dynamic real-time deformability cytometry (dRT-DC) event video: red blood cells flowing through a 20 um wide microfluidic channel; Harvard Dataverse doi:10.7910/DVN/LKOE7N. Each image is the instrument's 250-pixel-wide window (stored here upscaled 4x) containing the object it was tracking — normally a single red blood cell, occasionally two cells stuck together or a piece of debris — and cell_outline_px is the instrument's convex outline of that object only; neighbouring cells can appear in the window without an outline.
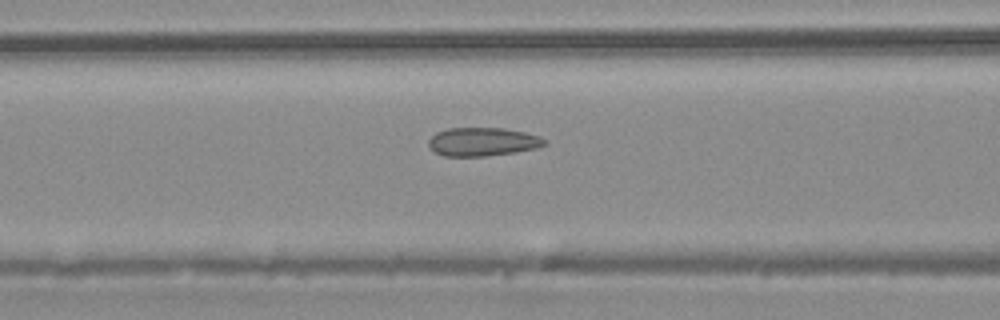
{"species": "common noctule bat (a hibernating species)", "species_latin": "Nyctalus noctula", "temperature_condition": "warm", "stored_images_in_passage": 28, "camera_frame_rate_fps": 3000, "um_per_image_px": 0.085, "animal": {"sex": "male", "body_mass_g": 20.4}, "frame": {"image": 1, "passage_image": 9, "time_ms": 2.667, "image_size_px": [1000, 320], "cell_outline_px": [[548, 144], [536, 148], [516, 152], [484, 156], [444, 156], [428, 148], [428, 140], [436, 132], [448, 128], [504, 128], [524, 132], [540, 136], [548, 140]], "centroid_in_image_um": [41.04, 12.05], "position_along_channel_um": 125.6, "area_um2": 19.42}}
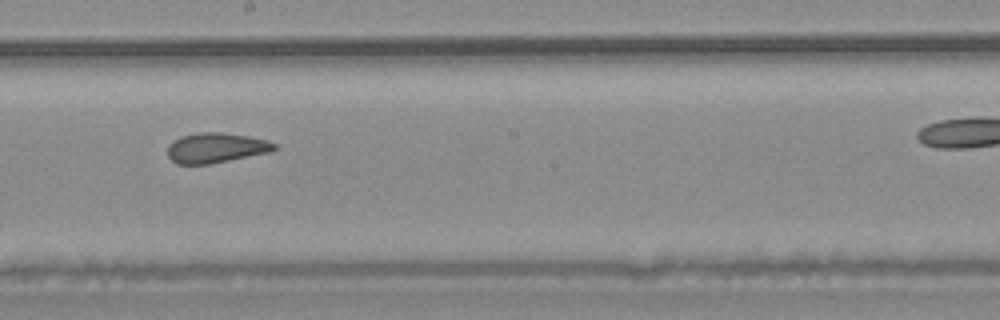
{"frame": {"image": 2, "passage_image": 16, "time_ms": 5.0, "image_size_px": [1000, 320], "cell_outline_px": [[276, 148], [268, 152], [212, 164], [176, 164], [168, 156], [168, 148], [180, 136], [200, 132], [220, 132], [248, 136], [268, 140], [276, 144]], "centroid_in_image_um": [18.36, 12.57], "position_along_channel_um": 229.8, "area_um2": 18.5}}
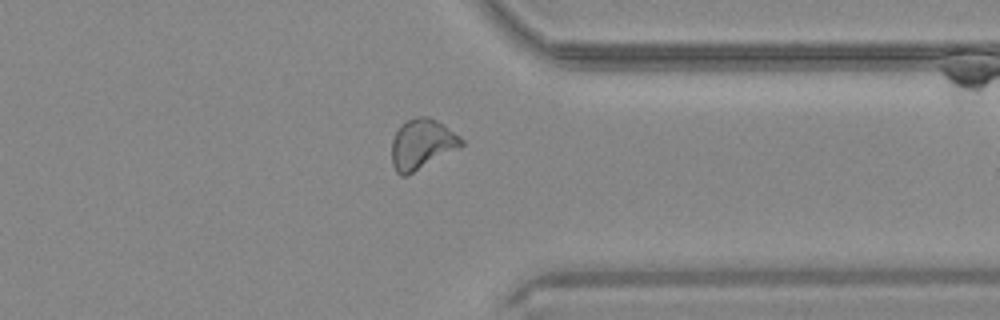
{"frame": {"image": 3, "passage_image": 26, "time_ms": 8.333, "image_size_px": [1000, 320], "cell_outline_px": [[464, 144], [460, 148], [408, 176], [400, 176], [396, 172], [392, 164], [392, 140], [396, 132], [408, 120], [416, 116], [428, 116], [444, 124], [460, 136], [464, 140]], "centroid_in_image_um": [35.89, 12.28], "position_along_channel_um": 375.5, "area_um2": 20.52}}